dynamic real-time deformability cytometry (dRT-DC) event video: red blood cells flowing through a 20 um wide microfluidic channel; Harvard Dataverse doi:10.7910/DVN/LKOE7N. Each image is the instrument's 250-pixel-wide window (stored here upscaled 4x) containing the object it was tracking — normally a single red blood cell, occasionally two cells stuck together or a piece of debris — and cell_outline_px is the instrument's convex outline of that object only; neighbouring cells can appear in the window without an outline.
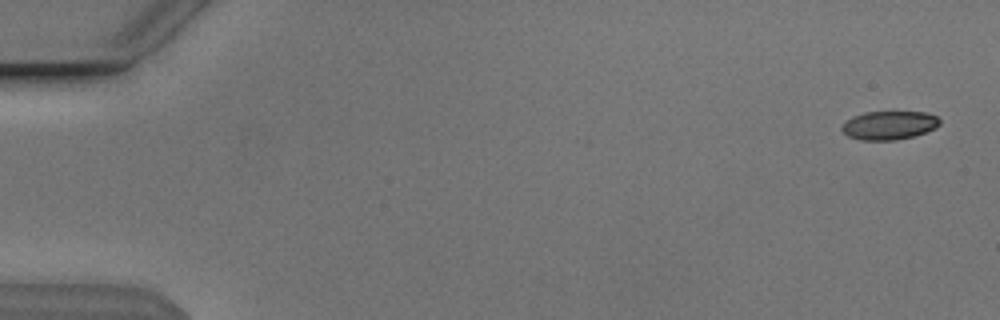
{"species": "Egyptian fruit bat (a non-hibernating species)", "species_latin": "Rousettus aegyptiacus", "temperature_condition": "cold", "stored_images_in_passage": 54, "camera_frame_rate_fps": 3000, "um_per_image_px": 0.085, "animal": {"sex": "male"}, "frame": {"image": 1, "passage_image": 2, "time_ms": 0.333, "image_size_px": [1000, 320], "cell_outline_px": [[940, 124], [936, 128], [912, 136], [896, 140], [860, 140], [848, 136], [840, 128], [840, 124], [844, 120], [852, 116], [864, 112], [928, 112], [936, 116], [940, 120]], "centroid_in_image_um": [75.53, 10.64], "position_along_channel_um": 9.5, "area_um2": 16.47}}
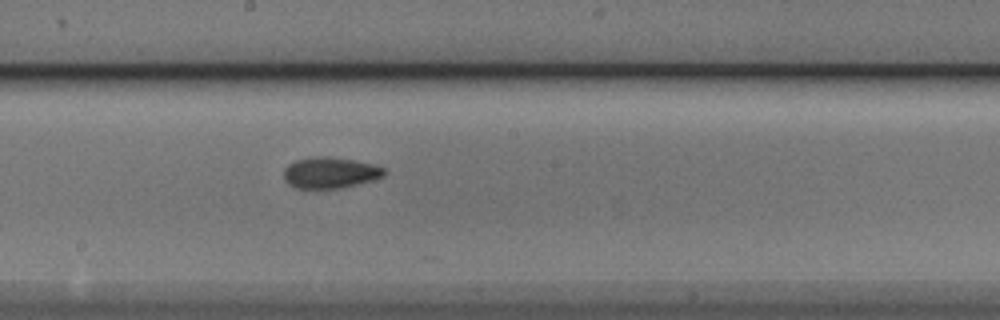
{"frame": {"image": 2, "passage_image": 30, "time_ms": 9.667, "image_size_px": [1000, 320], "cell_outline_px": [[388, 172], [384, 176], [372, 180], [340, 188], [292, 188], [284, 180], [284, 168], [288, 164], [296, 160], [308, 156], [328, 156], [352, 160], [372, 164], [384, 168]], "centroid_in_image_um": [28.02, 14.67], "position_along_channel_um": 220.2, "area_um2": 18.32}}
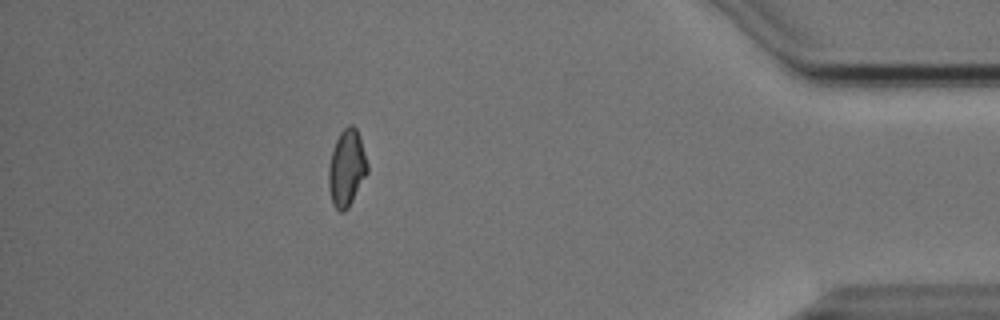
{"frame": {"image": 3, "passage_image": 48, "time_ms": 15.667, "image_size_px": [1000, 320], "cell_outline_px": [[368, 172], [348, 208], [344, 212], [340, 212], [332, 204], [328, 188], [328, 168], [332, 152], [336, 140], [340, 132], [348, 124], [352, 124], [356, 128], [368, 164]], "centroid_in_image_um": [29.45, 14.31], "position_along_channel_um": 405.7, "area_um2": 17.28}, "authors_computed_cell_mechanics": {"area_um2": 17.4556, "velocity_mm_per_s": 3.8484, "shape_relaxation_time_tau1_ms": 7.7414, "shape_relaxation_time_tau2_ms": 3.591, "deformation_change_tau1": 0.1628, "deformation_change_tau2": 0.0861}}